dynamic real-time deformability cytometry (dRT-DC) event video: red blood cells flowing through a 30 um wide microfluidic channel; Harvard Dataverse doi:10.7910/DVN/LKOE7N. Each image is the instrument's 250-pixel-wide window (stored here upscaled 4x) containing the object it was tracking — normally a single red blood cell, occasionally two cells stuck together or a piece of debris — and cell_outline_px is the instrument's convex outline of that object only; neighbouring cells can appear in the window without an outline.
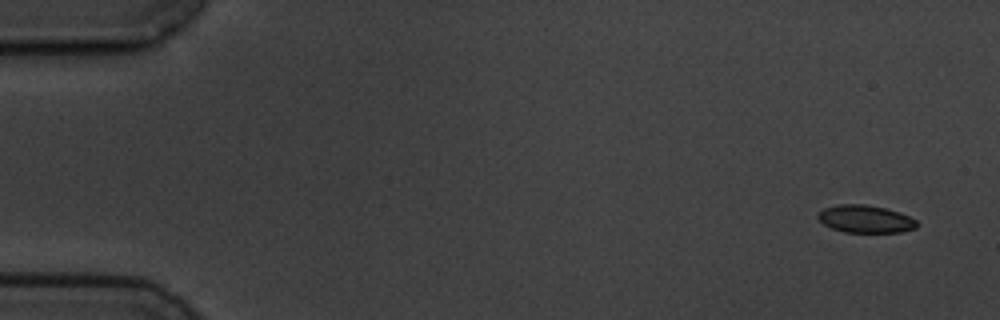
{"species": "common noctule bat (a hibernating species)", "species_latin": "Nyctalus noctula", "temperature_condition": "cold", "stored_images_in_passage": 14, "camera_frame_rate_fps": 3000, "um_per_image_px": 0.085, "animal": {"sex": "male", "body_mass_g": 19.5, "forearm_length_mm": 54.6}, "frame": {"image": 1, "passage_image": 1, "time_ms": 0.0, "image_size_px": [1000, 320], "cell_outline_px": [[920, 224], [916, 228], [900, 232], [844, 232], [832, 228], [824, 224], [816, 216], [824, 208], [836, 204], [864, 204], [884, 208], [900, 212], [916, 220]], "centroid_in_image_um": [73.57, 18.61], "position_along_channel_um": 11.4, "area_um2": 15.9}}
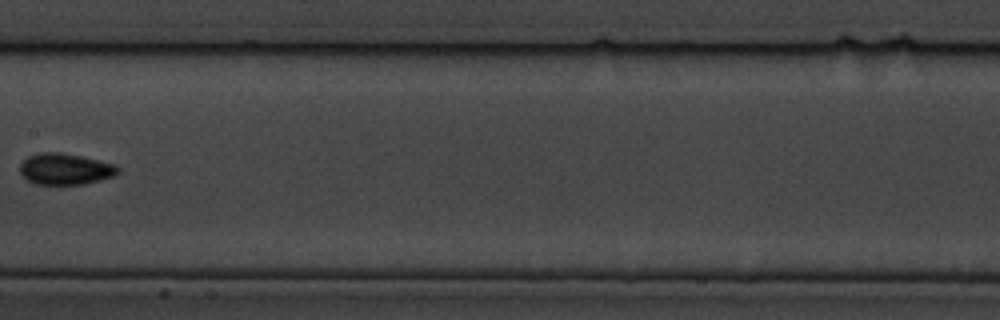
{"frame": {"image": 2, "passage_image": 8, "time_ms": 9.0, "image_size_px": [1000, 320], "cell_outline_px": [[120, 172], [112, 176], [100, 180], [84, 184], [36, 184], [28, 180], [20, 172], [20, 164], [28, 156], [40, 152], [60, 152], [80, 156], [116, 164], [120, 168]], "centroid_in_image_um": [5.56, 14.36], "position_along_channel_um": 201.8, "area_um2": 17.8}}
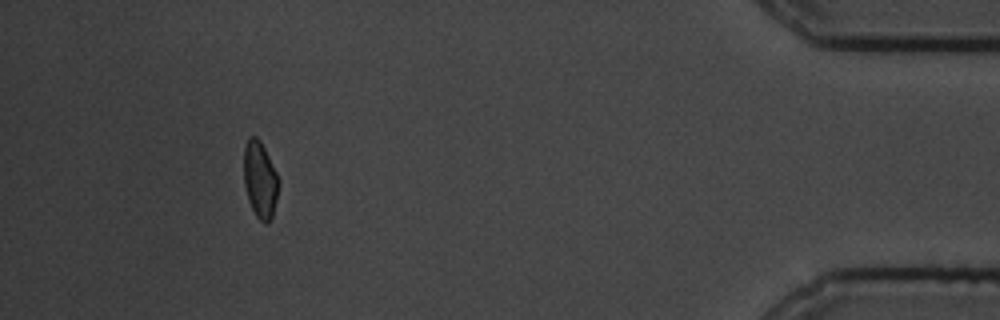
{"frame": {"image": 3, "passage_image": 14, "time_ms": 16.667, "image_size_px": [1000, 320], "cell_outline_px": [[280, 180], [276, 200], [272, 216], [264, 224], [256, 216], [248, 200], [244, 184], [244, 144], [248, 136], [256, 136], [260, 140]], "centroid_in_image_um": [22.09, 15.24], "position_along_channel_um": 413.1, "area_um2": 15.49}, "authors_computed_cell_mechanics": {"area_um2": 16.6175, "velocity_mm_per_s": 3.519, "shape_relaxation_time_tau1_ms": 5.2225, "shape_relaxation_time_tau2_ms": null, "deformation_change_tau1": 0.1046, "deformation_change_tau2": null}}